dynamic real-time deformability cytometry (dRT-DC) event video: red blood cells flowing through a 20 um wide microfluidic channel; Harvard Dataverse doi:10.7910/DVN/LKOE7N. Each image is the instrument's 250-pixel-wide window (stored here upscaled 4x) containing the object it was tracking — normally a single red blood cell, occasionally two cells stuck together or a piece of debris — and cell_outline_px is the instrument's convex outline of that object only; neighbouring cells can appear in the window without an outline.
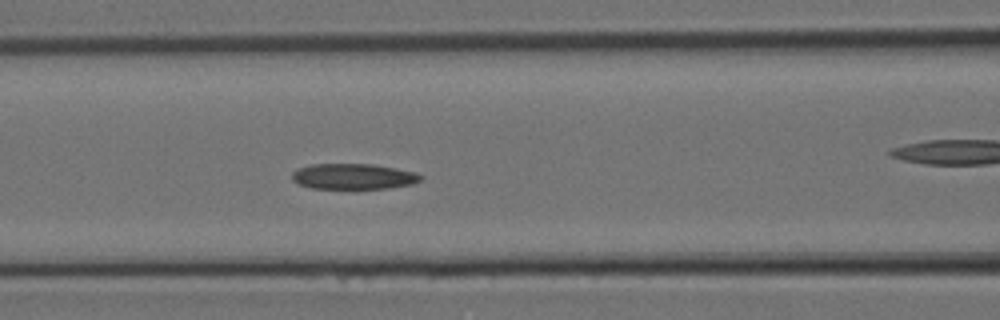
{"species": "Egyptian fruit bat (a non-hibernating species)", "species_latin": "Rousettus aegyptiacus", "temperature_condition": "room temperature", "stored_images_in_passage": 9, "segment_of_instrument_passage": [1, 2], "camera_frame_rate_fps": 3000, "um_per_image_px": 0.085, "animal": {"sex": "female"}, "frame": {"image": 1, "passage_image": 8, "time_ms": 2.333, "image_size_px": [1000, 320], "cell_outline_px": [[424, 176], [420, 180], [412, 184], [388, 188], [312, 188], [300, 184], [292, 180], [292, 172], [296, 168], [312, 164], [372, 164], [396, 168], [416, 172]], "centroid_in_image_um": [30.04, 14.99], "position_along_channel_um": 136.6, "area_um2": 19.19}}